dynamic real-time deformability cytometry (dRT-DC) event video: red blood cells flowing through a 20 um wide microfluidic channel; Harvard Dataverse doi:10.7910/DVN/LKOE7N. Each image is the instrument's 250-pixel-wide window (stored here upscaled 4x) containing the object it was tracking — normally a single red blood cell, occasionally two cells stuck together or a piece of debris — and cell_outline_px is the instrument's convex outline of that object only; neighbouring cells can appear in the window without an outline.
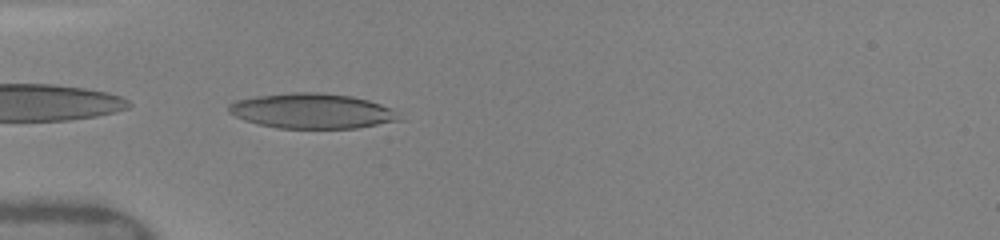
{"species": "human", "species_latin": "Homo sapiens", "temperature_condition": "warm", "stored_images_in_passage": 8, "camera_frame_rate_fps": 3000, "um_per_image_px": 0.085, "donor": {"sex": "female"}, "frame": {"image": 1, "passage_image": 1, "time_ms": 0.0, "image_size_px": [1000, 240], "cell_outline_px": [[404, 120], [356, 128], [276, 128], [256, 124], [244, 120], [228, 112], [228, 104], [236, 100], [256, 96], [292, 92], [320, 92], [352, 96], [368, 100], [380, 104], [388, 108]], "centroid_in_image_um": [26.48, 9.43], "position_along_channel_um": 58.5, "area_um2": 34.85}}
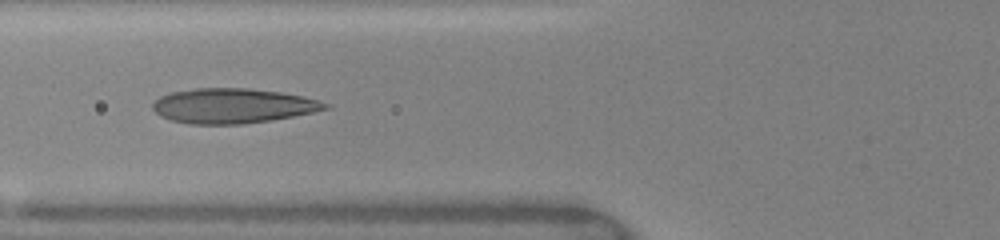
{"frame": {"image": 2, "passage_image": 4, "time_ms": 1.333, "image_size_px": [1000, 240], "cell_outline_px": [[332, 108], [272, 120], [244, 124], [192, 124], [172, 120], [160, 116], [152, 108], [152, 104], [160, 96], [172, 92], [196, 88], [248, 88], [280, 92], [300, 96], [332, 104]], "centroid_in_image_um": [19.79, 8.99], "position_along_channel_um": 106.0, "area_um2": 34.91}}
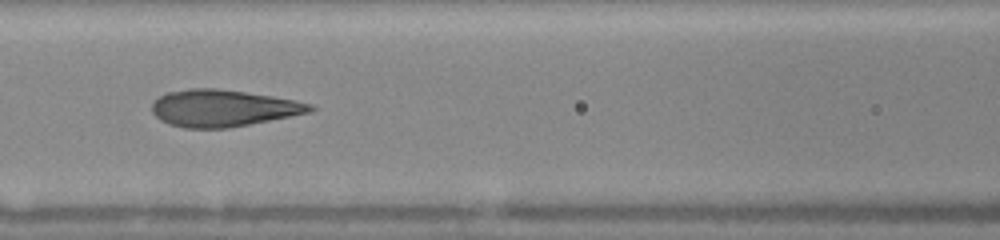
{"frame": {"image": 3, "passage_image": 6, "time_ms": 2.333, "image_size_px": [1000, 240], "cell_outline_px": [[316, 108], [308, 112], [228, 128], [184, 128], [168, 124], [160, 120], [152, 112], [152, 104], [160, 96], [168, 92], [188, 88], [216, 88], [272, 96], [312, 104]], "centroid_in_image_um": [18.89, 9.19], "position_along_channel_um": 147.7, "area_um2": 33.52}}